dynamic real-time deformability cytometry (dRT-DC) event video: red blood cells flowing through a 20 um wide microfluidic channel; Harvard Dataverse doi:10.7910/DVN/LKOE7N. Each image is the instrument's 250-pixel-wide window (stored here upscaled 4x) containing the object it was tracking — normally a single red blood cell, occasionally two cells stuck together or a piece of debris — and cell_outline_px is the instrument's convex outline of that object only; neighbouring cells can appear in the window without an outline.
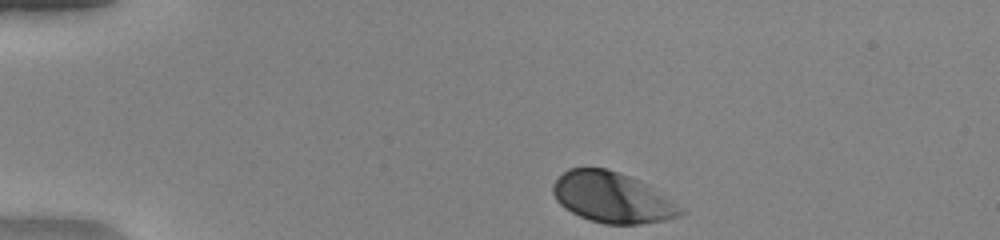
{"species": "human", "species_latin": "Homo sapiens", "temperature_condition": "warm", "stored_images_in_passage": 37, "camera_frame_rate_fps": 3000, "um_per_image_px": 0.085, "donor": {"sex": "female"}, "frame": {"image": 1, "passage_image": 1, "time_ms": 0.0, "image_size_px": [1000, 240], "cell_outline_px": [[688, 212], [680, 216], [664, 220], [640, 224], [604, 224], [588, 220], [564, 208], [556, 200], [552, 192], [552, 184], [568, 168], [604, 168], [628, 176], [648, 184]], "centroid_in_image_um": [52.03, 16.8], "position_along_channel_um": 33.0, "area_um2": 37.45}}
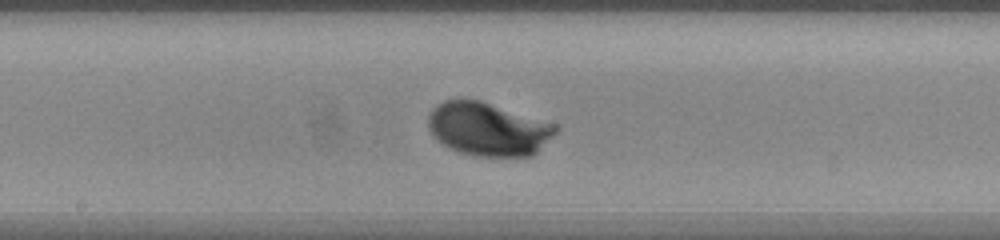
{"frame": {"image": 2, "passage_image": 19, "time_ms": 6.0, "image_size_px": [1000, 240], "cell_outline_px": [[560, 128], [532, 156], [476, 156], [460, 152], [448, 148], [428, 128], [428, 116], [432, 108], [436, 104], [444, 100], [464, 96], [480, 100], [556, 124]], "centroid_in_image_um": [41.46, 10.93], "position_along_channel_um": 206.7, "area_um2": 39.77}}
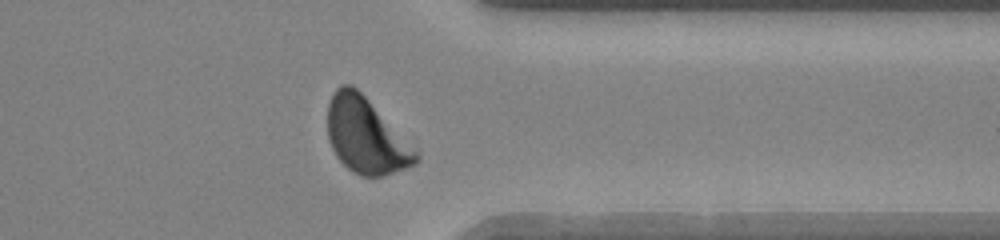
{"frame": {"image": 3, "passage_image": 32, "time_ms": 10.333, "image_size_px": [1000, 240], "cell_outline_px": [[420, 160], [416, 164], [380, 176], [360, 176], [352, 172], [336, 156], [328, 140], [328, 104], [332, 92], [340, 84], [352, 84], [420, 152]], "centroid_in_image_um": [31.1, 11.54], "position_along_channel_um": 380.3, "area_um2": 38.73}, "authors_computed_cell_mechanics": {"area_um2": 38.3792, "velocity_mm_per_s": 4.0526, "shape_relaxation_time_tau1_ms": 1.6505, "shape_relaxation_time_tau2_ms": null, "deformation_change_tau1": 0.1286, "deformation_change_tau2": null}}